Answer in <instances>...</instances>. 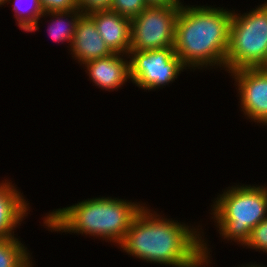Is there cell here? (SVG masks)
<instances>
[{
    "label": "cell",
    "instance_id": "6da1fadb",
    "mask_svg": "<svg viewBox=\"0 0 267 267\" xmlns=\"http://www.w3.org/2000/svg\"><path fill=\"white\" fill-rule=\"evenodd\" d=\"M204 234L200 225L194 227L167 218L146 204L134 217L118 249L134 259L156 265L210 267L213 256Z\"/></svg>",
    "mask_w": 267,
    "mask_h": 267
},
{
    "label": "cell",
    "instance_id": "7a4b0ae2",
    "mask_svg": "<svg viewBox=\"0 0 267 267\" xmlns=\"http://www.w3.org/2000/svg\"><path fill=\"white\" fill-rule=\"evenodd\" d=\"M215 6L180 7L174 51L190 71L225 69L233 10Z\"/></svg>",
    "mask_w": 267,
    "mask_h": 267
},
{
    "label": "cell",
    "instance_id": "3957f363",
    "mask_svg": "<svg viewBox=\"0 0 267 267\" xmlns=\"http://www.w3.org/2000/svg\"><path fill=\"white\" fill-rule=\"evenodd\" d=\"M110 196L81 200L44 214L43 224L50 232L76 233L113 243L123 241L134 217L146 205Z\"/></svg>",
    "mask_w": 267,
    "mask_h": 267
},
{
    "label": "cell",
    "instance_id": "277c9868",
    "mask_svg": "<svg viewBox=\"0 0 267 267\" xmlns=\"http://www.w3.org/2000/svg\"><path fill=\"white\" fill-rule=\"evenodd\" d=\"M222 192L213 199L210 219L222 239L243 247L250 231L267 218V186L236 183Z\"/></svg>",
    "mask_w": 267,
    "mask_h": 267
},
{
    "label": "cell",
    "instance_id": "5b68a950",
    "mask_svg": "<svg viewBox=\"0 0 267 267\" xmlns=\"http://www.w3.org/2000/svg\"><path fill=\"white\" fill-rule=\"evenodd\" d=\"M233 9L226 73L267 65V0L246 13Z\"/></svg>",
    "mask_w": 267,
    "mask_h": 267
},
{
    "label": "cell",
    "instance_id": "8992f818",
    "mask_svg": "<svg viewBox=\"0 0 267 267\" xmlns=\"http://www.w3.org/2000/svg\"><path fill=\"white\" fill-rule=\"evenodd\" d=\"M128 57L130 82L148 92L169 86L188 69L176 55L174 47L129 51Z\"/></svg>",
    "mask_w": 267,
    "mask_h": 267
},
{
    "label": "cell",
    "instance_id": "52a82bcc",
    "mask_svg": "<svg viewBox=\"0 0 267 267\" xmlns=\"http://www.w3.org/2000/svg\"><path fill=\"white\" fill-rule=\"evenodd\" d=\"M181 6H147L131 21L130 51L174 47Z\"/></svg>",
    "mask_w": 267,
    "mask_h": 267
},
{
    "label": "cell",
    "instance_id": "ba28073f",
    "mask_svg": "<svg viewBox=\"0 0 267 267\" xmlns=\"http://www.w3.org/2000/svg\"><path fill=\"white\" fill-rule=\"evenodd\" d=\"M235 81L240 111L250 122L267 126V69L244 68L229 72Z\"/></svg>",
    "mask_w": 267,
    "mask_h": 267
},
{
    "label": "cell",
    "instance_id": "9c48e42d",
    "mask_svg": "<svg viewBox=\"0 0 267 267\" xmlns=\"http://www.w3.org/2000/svg\"><path fill=\"white\" fill-rule=\"evenodd\" d=\"M82 66L86 69L88 80L101 90L118 91L125 83L131 81L127 54L113 53L107 57L88 61Z\"/></svg>",
    "mask_w": 267,
    "mask_h": 267
},
{
    "label": "cell",
    "instance_id": "30bf717a",
    "mask_svg": "<svg viewBox=\"0 0 267 267\" xmlns=\"http://www.w3.org/2000/svg\"><path fill=\"white\" fill-rule=\"evenodd\" d=\"M16 186L9 178L0 181V240L15 237L31 211L30 202Z\"/></svg>",
    "mask_w": 267,
    "mask_h": 267
},
{
    "label": "cell",
    "instance_id": "8fae6325",
    "mask_svg": "<svg viewBox=\"0 0 267 267\" xmlns=\"http://www.w3.org/2000/svg\"><path fill=\"white\" fill-rule=\"evenodd\" d=\"M68 50L81 66L88 61L113 54L100 36L94 20L88 14H82L79 18Z\"/></svg>",
    "mask_w": 267,
    "mask_h": 267
},
{
    "label": "cell",
    "instance_id": "7c38bea8",
    "mask_svg": "<svg viewBox=\"0 0 267 267\" xmlns=\"http://www.w3.org/2000/svg\"><path fill=\"white\" fill-rule=\"evenodd\" d=\"M88 15L94 20L100 36L113 53L129 54L130 18L112 10L96 11Z\"/></svg>",
    "mask_w": 267,
    "mask_h": 267
},
{
    "label": "cell",
    "instance_id": "4fadbf2b",
    "mask_svg": "<svg viewBox=\"0 0 267 267\" xmlns=\"http://www.w3.org/2000/svg\"><path fill=\"white\" fill-rule=\"evenodd\" d=\"M83 13L79 9H74L70 11H58V12H48L44 13L41 18L50 17L49 25L47 31L48 36L54 42L58 44L67 41V46L70 49L72 44L73 36L76 29V24Z\"/></svg>",
    "mask_w": 267,
    "mask_h": 267
},
{
    "label": "cell",
    "instance_id": "5bb4252c",
    "mask_svg": "<svg viewBox=\"0 0 267 267\" xmlns=\"http://www.w3.org/2000/svg\"><path fill=\"white\" fill-rule=\"evenodd\" d=\"M6 3L7 6L11 4L19 29L26 33L37 32L40 29V19L44 13L39 0H6Z\"/></svg>",
    "mask_w": 267,
    "mask_h": 267
},
{
    "label": "cell",
    "instance_id": "9a60e30c",
    "mask_svg": "<svg viewBox=\"0 0 267 267\" xmlns=\"http://www.w3.org/2000/svg\"><path fill=\"white\" fill-rule=\"evenodd\" d=\"M0 240V267H33L32 253L20 238Z\"/></svg>",
    "mask_w": 267,
    "mask_h": 267
},
{
    "label": "cell",
    "instance_id": "2e32d148",
    "mask_svg": "<svg viewBox=\"0 0 267 267\" xmlns=\"http://www.w3.org/2000/svg\"><path fill=\"white\" fill-rule=\"evenodd\" d=\"M243 246V248H250L256 252L267 253V218L250 231L249 238Z\"/></svg>",
    "mask_w": 267,
    "mask_h": 267
},
{
    "label": "cell",
    "instance_id": "e0dca14e",
    "mask_svg": "<svg viewBox=\"0 0 267 267\" xmlns=\"http://www.w3.org/2000/svg\"><path fill=\"white\" fill-rule=\"evenodd\" d=\"M146 7L145 0H113L111 10L131 19Z\"/></svg>",
    "mask_w": 267,
    "mask_h": 267
},
{
    "label": "cell",
    "instance_id": "ac0fdd59",
    "mask_svg": "<svg viewBox=\"0 0 267 267\" xmlns=\"http://www.w3.org/2000/svg\"><path fill=\"white\" fill-rule=\"evenodd\" d=\"M43 13L79 9L78 0H39Z\"/></svg>",
    "mask_w": 267,
    "mask_h": 267
},
{
    "label": "cell",
    "instance_id": "d6986e66",
    "mask_svg": "<svg viewBox=\"0 0 267 267\" xmlns=\"http://www.w3.org/2000/svg\"><path fill=\"white\" fill-rule=\"evenodd\" d=\"M112 4L113 0H78L79 10L83 14L111 10Z\"/></svg>",
    "mask_w": 267,
    "mask_h": 267
},
{
    "label": "cell",
    "instance_id": "ffe728a7",
    "mask_svg": "<svg viewBox=\"0 0 267 267\" xmlns=\"http://www.w3.org/2000/svg\"><path fill=\"white\" fill-rule=\"evenodd\" d=\"M183 1V2H182ZM145 0L147 6H182L184 0Z\"/></svg>",
    "mask_w": 267,
    "mask_h": 267
},
{
    "label": "cell",
    "instance_id": "44dd1931",
    "mask_svg": "<svg viewBox=\"0 0 267 267\" xmlns=\"http://www.w3.org/2000/svg\"><path fill=\"white\" fill-rule=\"evenodd\" d=\"M256 262H249V263H247V264H242V265H238V267H266L265 265H261V264H255Z\"/></svg>",
    "mask_w": 267,
    "mask_h": 267
},
{
    "label": "cell",
    "instance_id": "7402d4cb",
    "mask_svg": "<svg viewBox=\"0 0 267 267\" xmlns=\"http://www.w3.org/2000/svg\"><path fill=\"white\" fill-rule=\"evenodd\" d=\"M5 6L6 5V0H0V7H3V6Z\"/></svg>",
    "mask_w": 267,
    "mask_h": 267
}]
</instances>
